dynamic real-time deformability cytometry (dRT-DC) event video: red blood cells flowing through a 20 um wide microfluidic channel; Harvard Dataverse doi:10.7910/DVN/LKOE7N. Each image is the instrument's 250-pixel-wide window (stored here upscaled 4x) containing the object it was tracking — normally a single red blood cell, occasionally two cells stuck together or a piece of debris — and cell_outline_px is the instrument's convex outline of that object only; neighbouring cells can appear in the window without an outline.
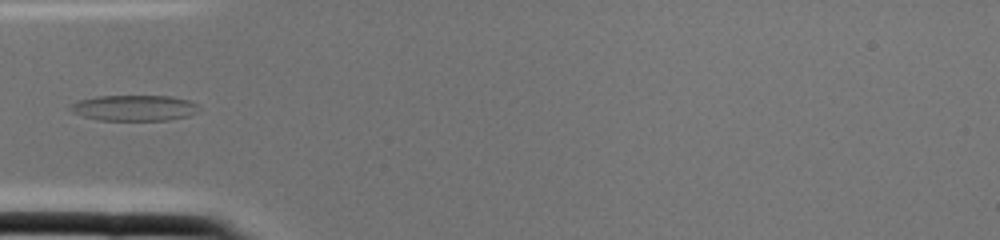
{"species": "common noctule bat (a hibernating species)", "species_latin": "Nyctalus noctula", "temperature_condition": "cold", "stored_images_in_passage": 2, "camera_frame_rate_fps": 3000, "um_per_image_px": 0.085, "animal": {"sex": "female", "body_mass_g": 22.0, "forearm_length_mm": 56.7}, "frame": {"image": 1, "passage_image": 2, "time_ms": 0.333, "image_size_px": [1000, 240], "cell_outline_px": [[200, 108], [196, 112], [188, 116], [168, 120], [100, 120], [84, 116], [72, 112], [68, 108], [68, 104], [76, 100], [96, 96], [172, 96], [188, 100], [200, 104]], "centroid_in_image_um": [11.39, 9.16], "position_along_channel_um": 73.6, "area_um2": 19.54}}